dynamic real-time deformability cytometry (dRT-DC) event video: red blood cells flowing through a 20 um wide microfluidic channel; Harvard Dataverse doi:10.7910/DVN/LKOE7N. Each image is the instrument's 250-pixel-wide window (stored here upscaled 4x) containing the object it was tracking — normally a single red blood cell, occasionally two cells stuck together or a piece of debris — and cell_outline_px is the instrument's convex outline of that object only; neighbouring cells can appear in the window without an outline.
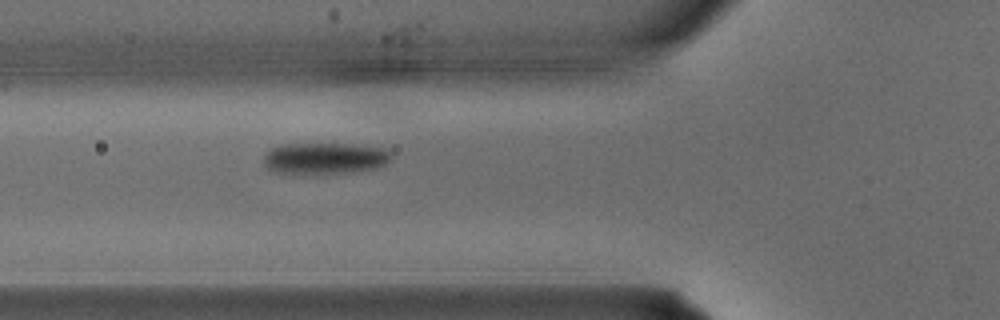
{"species": "common noctule bat (a hibernating species)", "species_latin": "Nyctalus noctula", "temperature_condition": "warm", "stored_images_in_passage": 4, "camera_frame_rate_fps": 3000, "um_per_image_px": 0.085, "animal": {"sex": "male", "body_mass_g": 15.6}, "frame": {"image": 1, "passage_image": 4, "time_ms": 1.0, "image_size_px": [1000, 320], "cell_outline_px": [[392, 160], [380, 168], [356, 172], [316, 176], [272, 172], [264, 164], [264, 152], [280, 144], [332, 140], [384, 148], [392, 152]], "centroid_in_image_um": [27.63, 13.43], "position_along_channel_um": 98.2, "area_um2": 25.78}}